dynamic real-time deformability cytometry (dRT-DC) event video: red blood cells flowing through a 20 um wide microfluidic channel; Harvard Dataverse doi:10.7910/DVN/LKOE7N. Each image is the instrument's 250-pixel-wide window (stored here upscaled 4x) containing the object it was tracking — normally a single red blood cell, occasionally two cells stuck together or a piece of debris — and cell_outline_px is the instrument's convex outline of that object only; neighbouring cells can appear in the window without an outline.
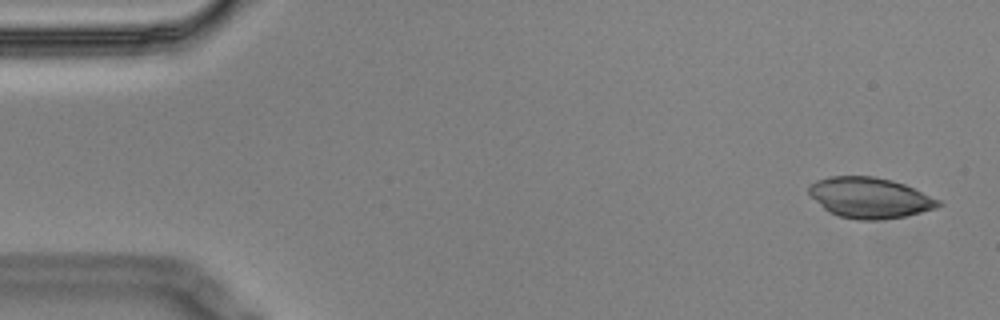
{"species": "Egyptian fruit bat (a non-hibernating species)", "species_latin": "Rousettus aegyptiacus", "temperature_condition": "cold", "stored_images_in_passage": 6, "camera_frame_rate_fps": 3000, "um_per_image_px": 0.085, "animal": {"sex": "male"}, "frame": {"image": 1, "passage_image": 1, "time_ms": 0.0, "image_size_px": [1000, 320], "cell_outline_px": [[944, 204], [936, 208], [904, 216], [876, 220], [860, 220], [840, 216], [828, 212], [808, 192], [808, 184], [816, 180], [828, 176], [872, 176], [892, 180], [904, 184], [940, 200]], "centroid_in_image_um": [73.92, 16.8], "position_along_channel_um": 11.1, "area_um2": 30.52}}
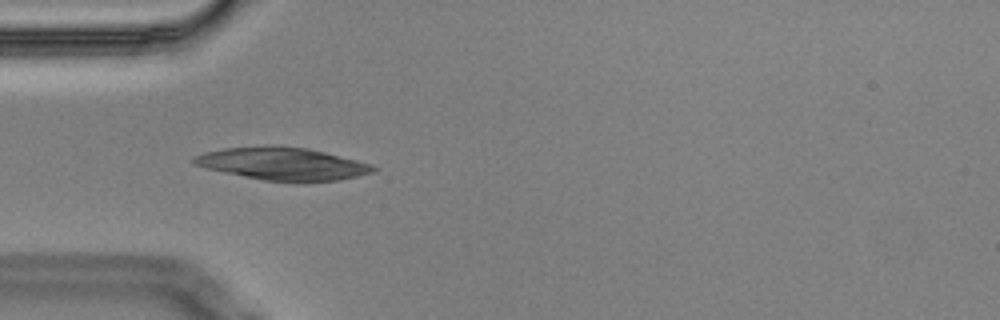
{"frame": {"image": 2, "passage_image": 5, "time_ms": 1.333, "image_size_px": [1000, 320], "cell_outline_px": [[380, 168], [376, 172], [340, 180], [264, 180], [224, 172], [208, 168], [196, 164], [192, 160], [192, 156], [204, 152], [224, 148], [272, 144], [308, 148], [372, 164]], "centroid_in_image_um": [24.04, 13.88], "position_along_channel_um": 61.0, "area_um2": 33.76}}